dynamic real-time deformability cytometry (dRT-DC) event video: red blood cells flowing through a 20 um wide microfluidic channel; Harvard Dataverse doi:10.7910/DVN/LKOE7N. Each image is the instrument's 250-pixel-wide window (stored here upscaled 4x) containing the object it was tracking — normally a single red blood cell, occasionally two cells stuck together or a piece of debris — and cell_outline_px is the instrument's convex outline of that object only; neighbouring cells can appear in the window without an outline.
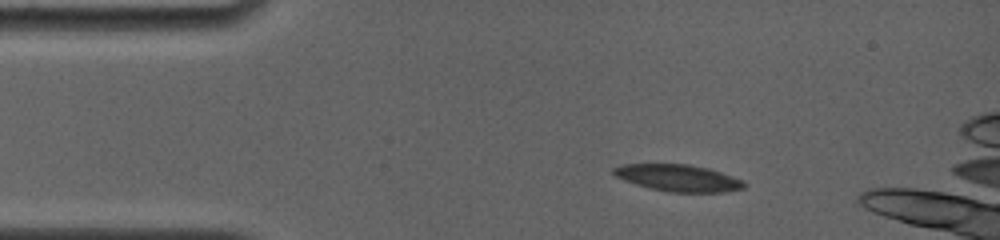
{"species": "common noctule bat (a hibernating species)", "species_latin": "Nyctalus noctula", "temperature_condition": "room temperature", "stored_images_in_passage": 17, "camera_frame_rate_fps": 4000, "um_per_image_px": 0.085, "animal": {"sex": "female", "body_mass_g": 19.0, "forearm_length_mm": 56.7}, "frame": {"image": 1, "passage_image": 2, "time_ms": 0.75, "image_size_px": [1000, 240], "cell_outline_px": [[744, 188], [724, 192], [668, 192], [648, 188], [624, 180], [616, 176], [612, 172], [612, 168], [624, 164], [688, 164], [708, 168], [744, 180]], "centroid_in_image_um": [57.63, 15.12], "position_along_channel_um": 27.4, "area_um2": 20.35}}
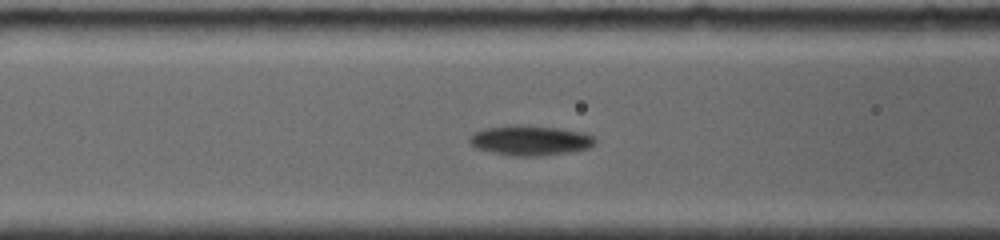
{"frame": {"image": 2, "passage_image": 13, "time_ms": 4.75, "image_size_px": [1000, 240], "cell_outline_px": [[596, 140], [588, 148], [568, 152], [536, 156], [512, 156], [492, 152], [476, 148], [468, 140], [468, 136], [472, 132], [484, 128], [508, 124], [524, 124], [556, 128], [580, 132], [592, 136]], "centroid_in_image_um": [44.96, 11.91], "position_along_channel_um": 121.6, "area_um2": 21.96}}
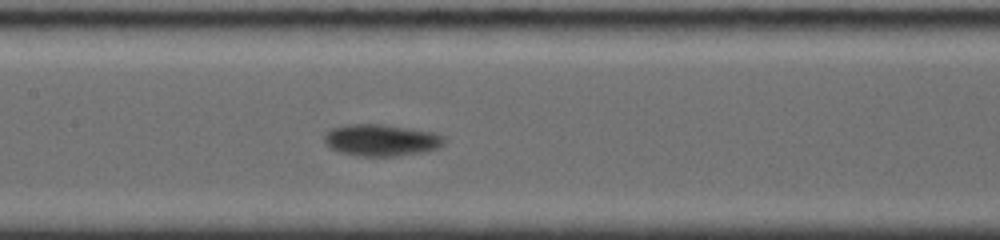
{"frame": {"image": 3, "passage_image": 17, "time_ms": 6.25, "image_size_px": [1000, 240], "cell_outline_px": [[444, 144], [436, 148], [424, 152], [392, 156], [360, 156], [340, 152], [332, 148], [324, 140], [324, 132], [332, 128], [348, 124], [384, 124], [436, 132], [444, 136]], "centroid_in_image_um": [32.42, 11.9], "position_along_channel_um": 175.0, "area_um2": 22.2}}